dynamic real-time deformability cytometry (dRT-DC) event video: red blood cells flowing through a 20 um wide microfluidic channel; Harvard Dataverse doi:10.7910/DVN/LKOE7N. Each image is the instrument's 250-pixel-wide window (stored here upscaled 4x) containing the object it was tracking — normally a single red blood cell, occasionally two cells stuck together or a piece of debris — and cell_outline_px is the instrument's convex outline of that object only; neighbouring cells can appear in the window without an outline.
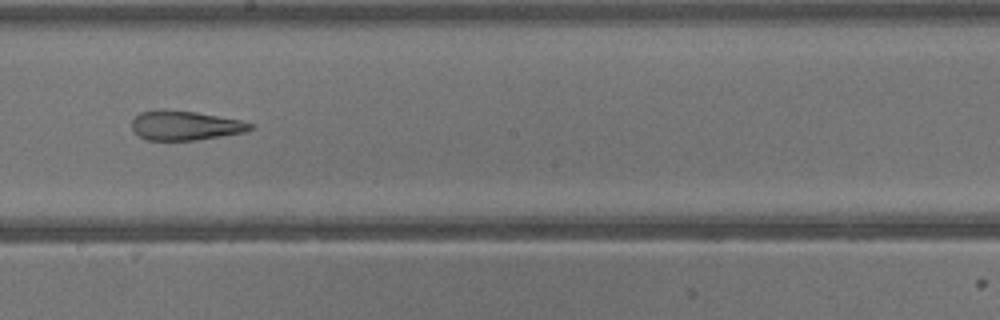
{"species": "common noctule bat (a hibernating species)", "species_latin": "Nyctalus noctula", "temperature_condition": "warm", "stored_images_in_passage": 40, "camera_frame_rate_fps": 3000, "um_per_image_px": 0.085, "animal": {"sex": "male", "body_mass_g": 13.3}, "frame": {"image": 1, "passage_image": 23, "time_ms": 7.333, "image_size_px": [1000, 320], "cell_outline_px": [[256, 128], [244, 132], [196, 140], [148, 140], [140, 136], [132, 128], [132, 120], [140, 112], [160, 108], [164, 108], [196, 112], [244, 120], [256, 124]], "centroid_in_image_um": [15.79, 10.64], "position_along_channel_um": 232.4, "area_um2": 20.63}}